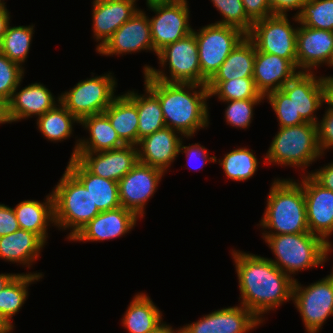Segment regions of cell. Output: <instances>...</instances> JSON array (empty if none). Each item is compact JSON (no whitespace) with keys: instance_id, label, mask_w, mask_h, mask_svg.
<instances>
[{"instance_id":"6","label":"cell","mask_w":333,"mask_h":333,"mask_svg":"<svg viewBox=\"0 0 333 333\" xmlns=\"http://www.w3.org/2000/svg\"><path fill=\"white\" fill-rule=\"evenodd\" d=\"M278 130L263 157L264 164L296 167L304 172L323 157L316 124L306 122L297 126L279 127Z\"/></svg>"},{"instance_id":"10","label":"cell","mask_w":333,"mask_h":333,"mask_svg":"<svg viewBox=\"0 0 333 333\" xmlns=\"http://www.w3.org/2000/svg\"><path fill=\"white\" fill-rule=\"evenodd\" d=\"M274 14L270 17L253 22L251 32L247 35L255 44L258 51L280 56L287 60H297L296 40L299 27L297 15ZM294 25V27H293Z\"/></svg>"},{"instance_id":"2","label":"cell","mask_w":333,"mask_h":333,"mask_svg":"<svg viewBox=\"0 0 333 333\" xmlns=\"http://www.w3.org/2000/svg\"><path fill=\"white\" fill-rule=\"evenodd\" d=\"M146 85L159 99L166 127L184 137H193L197 130L209 126V91L195 83H167L144 74ZM199 89V90H198Z\"/></svg>"},{"instance_id":"58","label":"cell","mask_w":333,"mask_h":333,"mask_svg":"<svg viewBox=\"0 0 333 333\" xmlns=\"http://www.w3.org/2000/svg\"><path fill=\"white\" fill-rule=\"evenodd\" d=\"M5 3V0H0V8H7Z\"/></svg>"},{"instance_id":"12","label":"cell","mask_w":333,"mask_h":333,"mask_svg":"<svg viewBox=\"0 0 333 333\" xmlns=\"http://www.w3.org/2000/svg\"><path fill=\"white\" fill-rule=\"evenodd\" d=\"M155 15L148 17L155 55L166 45L183 39L193 32L189 23L190 8L187 0L148 6Z\"/></svg>"},{"instance_id":"47","label":"cell","mask_w":333,"mask_h":333,"mask_svg":"<svg viewBox=\"0 0 333 333\" xmlns=\"http://www.w3.org/2000/svg\"><path fill=\"white\" fill-rule=\"evenodd\" d=\"M306 1L307 0H268L273 15H287V12H290L292 10H298L295 14L297 15L301 11L303 4Z\"/></svg>"},{"instance_id":"43","label":"cell","mask_w":333,"mask_h":333,"mask_svg":"<svg viewBox=\"0 0 333 333\" xmlns=\"http://www.w3.org/2000/svg\"><path fill=\"white\" fill-rule=\"evenodd\" d=\"M184 139H182L180 144V150L179 152L184 153L186 155V159L188 161L189 168H193L195 171L202 168L205 164L208 162H218L216 156H209L208 149H206L204 146L200 145L199 143L184 145L183 142ZM196 161L198 163H196ZM194 162L196 165H194ZM193 165H192V164ZM198 164V165H197ZM200 164V166H199ZM199 166V167H198Z\"/></svg>"},{"instance_id":"39","label":"cell","mask_w":333,"mask_h":333,"mask_svg":"<svg viewBox=\"0 0 333 333\" xmlns=\"http://www.w3.org/2000/svg\"><path fill=\"white\" fill-rule=\"evenodd\" d=\"M219 11L222 19L215 23L232 26L248 35L251 32L253 21L247 16L242 0H210Z\"/></svg>"},{"instance_id":"46","label":"cell","mask_w":333,"mask_h":333,"mask_svg":"<svg viewBox=\"0 0 333 333\" xmlns=\"http://www.w3.org/2000/svg\"><path fill=\"white\" fill-rule=\"evenodd\" d=\"M19 229L14 209L0 203V237L11 234Z\"/></svg>"},{"instance_id":"19","label":"cell","mask_w":333,"mask_h":333,"mask_svg":"<svg viewBox=\"0 0 333 333\" xmlns=\"http://www.w3.org/2000/svg\"><path fill=\"white\" fill-rule=\"evenodd\" d=\"M139 217L120 206L100 212L87 223L71 240L73 242H99L126 235L136 226Z\"/></svg>"},{"instance_id":"15","label":"cell","mask_w":333,"mask_h":333,"mask_svg":"<svg viewBox=\"0 0 333 333\" xmlns=\"http://www.w3.org/2000/svg\"><path fill=\"white\" fill-rule=\"evenodd\" d=\"M263 323L246 307L229 306L182 327L183 333H248Z\"/></svg>"},{"instance_id":"51","label":"cell","mask_w":333,"mask_h":333,"mask_svg":"<svg viewBox=\"0 0 333 333\" xmlns=\"http://www.w3.org/2000/svg\"><path fill=\"white\" fill-rule=\"evenodd\" d=\"M5 123H12L8 112V100L0 96V124Z\"/></svg>"},{"instance_id":"7","label":"cell","mask_w":333,"mask_h":333,"mask_svg":"<svg viewBox=\"0 0 333 333\" xmlns=\"http://www.w3.org/2000/svg\"><path fill=\"white\" fill-rule=\"evenodd\" d=\"M157 58L162 69L145 65L143 74L167 83H195L201 85V69L195 34L192 32L183 39L166 45ZM168 68L165 73V68ZM164 69V70H163Z\"/></svg>"},{"instance_id":"45","label":"cell","mask_w":333,"mask_h":333,"mask_svg":"<svg viewBox=\"0 0 333 333\" xmlns=\"http://www.w3.org/2000/svg\"><path fill=\"white\" fill-rule=\"evenodd\" d=\"M247 16L253 21L273 15L268 0H242Z\"/></svg>"},{"instance_id":"14","label":"cell","mask_w":333,"mask_h":333,"mask_svg":"<svg viewBox=\"0 0 333 333\" xmlns=\"http://www.w3.org/2000/svg\"><path fill=\"white\" fill-rule=\"evenodd\" d=\"M145 12L141 8L136 11L96 52L101 56H123L145 50L154 52L150 21Z\"/></svg>"},{"instance_id":"44","label":"cell","mask_w":333,"mask_h":333,"mask_svg":"<svg viewBox=\"0 0 333 333\" xmlns=\"http://www.w3.org/2000/svg\"><path fill=\"white\" fill-rule=\"evenodd\" d=\"M325 109L322 120L320 119L316 124L318 144L323 155L325 150L327 152L329 149H333V109L329 106H326Z\"/></svg>"},{"instance_id":"56","label":"cell","mask_w":333,"mask_h":333,"mask_svg":"<svg viewBox=\"0 0 333 333\" xmlns=\"http://www.w3.org/2000/svg\"><path fill=\"white\" fill-rule=\"evenodd\" d=\"M327 66L328 67H333V53H332V56H331V58H330V60H329V62H328V64H327ZM322 78H333V76L332 75H329V76H322Z\"/></svg>"},{"instance_id":"34","label":"cell","mask_w":333,"mask_h":333,"mask_svg":"<svg viewBox=\"0 0 333 333\" xmlns=\"http://www.w3.org/2000/svg\"><path fill=\"white\" fill-rule=\"evenodd\" d=\"M80 121L61 103L36 119L37 130L51 142H62L73 135L74 123Z\"/></svg>"},{"instance_id":"38","label":"cell","mask_w":333,"mask_h":333,"mask_svg":"<svg viewBox=\"0 0 333 333\" xmlns=\"http://www.w3.org/2000/svg\"><path fill=\"white\" fill-rule=\"evenodd\" d=\"M297 18L304 26L333 31V0H307Z\"/></svg>"},{"instance_id":"52","label":"cell","mask_w":333,"mask_h":333,"mask_svg":"<svg viewBox=\"0 0 333 333\" xmlns=\"http://www.w3.org/2000/svg\"><path fill=\"white\" fill-rule=\"evenodd\" d=\"M150 333H183V329L178 327V329L174 330L171 325L162 322Z\"/></svg>"},{"instance_id":"55","label":"cell","mask_w":333,"mask_h":333,"mask_svg":"<svg viewBox=\"0 0 333 333\" xmlns=\"http://www.w3.org/2000/svg\"><path fill=\"white\" fill-rule=\"evenodd\" d=\"M181 0H146V5L148 6H152L155 4H164V3H174V2H178Z\"/></svg>"},{"instance_id":"36","label":"cell","mask_w":333,"mask_h":333,"mask_svg":"<svg viewBox=\"0 0 333 333\" xmlns=\"http://www.w3.org/2000/svg\"><path fill=\"white\" fill-rule=\"evenodd\" d=\"M35 25L8 26L0 42V52L22 68L27 61Z\"/></svg>"},{"instance_id":"16","label":"cell","mask_w":333,"mask_h":333,"mask_svg":"<svg viewBox=\"0 0 333 333\" xmlns=\"http://www.w3.org/2000/svg\"><path fill=\"white\" fill-rule=\"evenodd\" d=\"M303 174L300 183L306 202L309 232L329 243V237L333 235V191L323 188L306 172Z\"/></svg>"},{"instance_id":"23","label":"cell","mask_w":333,"mask_h":333,"mask_svg":"<svg viewBox=\"0 0 333 333\" xmlns=\"http://www.w3.org/2000/svg\"><path fill=\"white\" fill-rule=\"evenodd\" d=\"M22 82L21 80L8 100L11 122H19L33 116L38 118L60 103V95L55 98L52 92L46 88V85L41 84V82L31 83L21 89Z\"/></svg>"},{"instance_id":"48","label":"cell","mask_w":333,"mask_h":333,"mask_svg":"<svg viewBox=\"0 0 333 333\" xmlns=\"http://www.w3.org/2000/svg\"><path fill=\"white\" fill-rule=\"evenodd\" d=\"M318 184H320L323 188L333 191V161L324 165L319 169H315L313 171H307Z\"/></svg>"},{"instance_id":"9","label":"cell","mask_w":333,"mask_h":333,"mask_svg":"<svg viewBox=\"0 0 333 333\" xmlns=\"http://www.w3.org/2000/svg\"><path fill=\"white\" fill-rule=\"evenodd\" d=\"M195 30L193 29V33L198 47L201 85L206 86L246 34L238 28L218 23H211Z\"/></svg>"},{"instance_id":"21","label":"cell","mask_w":333,"mask_h":333,"mask_svg":"<svg viewBox=\"0 0 333 333\" xmlns=\"http://www.w3.org/2000/svg\"><path fill=\"white\" fill-rule=\"evenodd\" d=\"M183 138L188 140L192 137H183L178 131L169 127H164L142 138L136 145L139 162L167 173L180 154V144Z\"/></svg>"},{"instance_id":"4","label":"cell","mask_w":333,"mask_h":333,"mask_svg":"<svg viewBox=\"0 0 333 333\" xmlns=\"http://www.w3.org/2000/svg\"><path fill=\"white\" fill-rule=\"evenodd\" d=\"M262 237L275 256V260L268 259L293 281L296 280L294 274L300 271L324 267V263L329 260V254L333 252L332 242L326 243L310 232Z\"/></svg>"},{"instance_id":"18","label":"cell","mask_w":333,"mask_h":333,"mask_svg":"<svg viewBox=\"0 0 333 333\" xmlns=\"http://www.w3.org/2000/svg\"><path fill=\"white\" fill-rule=\"evenodd\" d=\"M75 158L93 175L116 182L139 162L136 145L102 152H77Z\"/></svg>"},{"instance_id":"8","label":"cell","mask_w":333,"mask_h":333,"mask_svg":"<svg viewBox=\"0 0 333 333\" xmlns=\"http://www.w3.org/2000/svg\"><path fill=\"white\" fill-rule=\"evenodd\" d=\"M79 81L70 90L62 92L60 103L79 121L89 115L103 113L117 96V81L113 73H104Z\"/></svg>"},{"instance_id":"37","label":"cell","mask_w":333,"mask_h":333,"mask_svg":"<svg viewBox=\"0 0 333 333\" xmlns=\"http://www.w3.org/2000/svg\"><path fill=\"white\" fill-rule=\"evenodd\" d=\"M209 96H217L219 101L264 99L257 90L253 78H237L229 81H208Z\"/></svg>"},{"instance_id":"53","label":"cell","mask_w":333,"mask_h":333,"mask_svg":"<svg viewBox=\"0 0 333 333\" xmlns=\"http://www.w3.org/2000/svg\"><path fill=\"white\" fill-rule=\"evenodd\" d=\"M12 329H14V324L0 313V333H9Z\"/></svg>"},{"instance_id":"17","label":"cell","mask_w":333,"mask_h":333,"mask_svg":"<svg viewBox=\"0 0 333 333\" xmlns=\"http://www.w3.org/2000/svg\"><path fill=\"white\" fill-rule=\"evenodd\" d=\"M315 74V72H299L281 88L292 100L301 118L312 124L318 123L317 110L325 103L324 79Z\"/></svg>"},{"instance_id":"1","label":"cell","mask_w":333,"mask_h":333,"mask_svg":"<svg viewBox=\"0 0 333 333\" xmlns=\"http://www.w3.org/2000/svg\"><path fill=\"white\" fill-rule=\"evenodd\" d=\"M231 256L239 282L240 304L262 323L264 314L292 300L293 279L271 260L236 249L231 251Z\"/></svg>"},{"instance_id":"25","label":"cell","mask_w":333,"mask_h":333,"mask_svg":"<svg viewBox=\"0 0 333 333\" xmlns=\"http://www.w3.org/2000/svg\"><path fill=\"white\" fill-rule=\"evenodd\" d=\"M79 124L89 131V138L81 137L75 142L70 158H75L77 152H102L126 145L104 112L86 116L80 120Z\"/></svg>"},{"instance_id":"13","label":"cell","mask_w":333,"mask_h":333,"mask_svg":"<svg viewBox=\"0 0 333 333\" xmlns=\"http://www.w3.org/2000/svg\"><path fill=\"white\" fill-rule=\"evenodd\" d=\"M164 174L158 168L138 162L118 181L121 206L143 218L146 204L157 192Z\"/></svg>"},{"instance_id":"28","label":"cell","mask_w":333,"mask_h":333,"mask_svg":"<svg viewBox=\"0 0 333 333\" xmlns=\"http://www.w3.org/2000/svg\"><path fill=\"white\" fill-rule=\"evenodd\" d=\"M20 229L37 234L45 243L48 239V226H54V209L52 192L43 202L23 200L13 208Z\"/></svg>"},{"instance_id":"50","label":"cell","mask_w":333,"mask_h":333,"mask_svg":"<svg viewBox=\"0 0 333 333\" xmlns=\"http://www.w3.org/2000/svg\"><path fill=\"white\" fill-rule=\"evenodd\" d=\"M325 85V105L333 109V78H323Z\"/></svg>"},{"instance_id":"40","label":"cell","mask_w":333,"mask_h":333,"mask_svg":"<svg viewBox=\"0 0 333 333\" xmlns=\"http://www.w3.org/2000/svg\"><path fill=\"white\" fill-rule=\"evenodd\" d=\"M264 99L267 100L275 112L279 127L297 126L306 123L299 112H296L292 100L282 89L270 92Z\"/></svg>"},{"instance_id":"30","label":"cell","mask_w":333,"mask_h":333,"mask_svg":"<svg viewBox=\"0 0 333 333\" xmlns=\"http://www.w3.org/2000/svg\"><path fill=\"white\" fill-rule=\"evenodd\" d=\"M104 113L126 145L138 144L137 105L126 93L118 94Z\"/></svg>"},{"instance_id":"29","label":"cell","mask_w":333,"mask_h":333,"mask_svg":"<svg viewBox=\"0 0 333 333\" xmlns=\"http://www.w3.org/2000/svg\"><path fill=\"white\" fill-rule=\"evenodd\" d=\"M162 311L146 293H136L121 318L128 333H150L163 322Z\"/></svg>"},{"instance_id":"42","label":"cell","mask_w":333,"mask_h":333,"mask_svg":"<svg viewBox=\"0 0 333 333\" xmlns=\"http://www.w3.org/2000/svg\"><path fill=\"white\" fill-rule=\"evenodd\" d=\"M25 68L11 61L0 52V96L9 100L12 93L24 78Z\"/></svg>"},{"instance_id":"11","label":"cell","mask_w":333,"mask_h":333,"mask_svg":"<svg viewBox=\"0 0 333 333\" xmlns=\"http://www.w3.org/2000/svg\"><path fill=\"white\" fill-rule=\"evenodd\" d=\"M292 301L299 311L307 333H318L333 316V283L326 277L303 286L296 279Z\"/></svg>"},{"instance_id":"54","label":"cell","mask_w":333,"mask_h":333,"mask_svg":"<svg viewBox=\"0 0 333 333\" xmlns=\"http://www.w3.org/2000/svg\"><path fill=\"white\" fill-rule=\"evenodd\" d=\"M17 275L12 273L0 274V291Z\"/></svg>"},{"instance_id":"35","label":"cell","mask_w":333,"mask_h":333,"mask_svg":"<svg viewBox=\"0 0 333 333\" xmlns=\"http://www.w3.org/2000/svg\"><path fill=\"white\" fill-rule=\"evenodd\" d=\"M225 176L233 181H247L257 172L258 158L253 150L247 147H238L218 159Z\"/></svg>"},{"instance_id":"27","label":"cell","mask_w":333,"mask_h":333,"mask_svg":"<svg viewBox=\"0 0 333 333\" xmlns=\"http://www.w3.org/2000/svg\"><path fill=\"white\" fill-rule=\"evenodd\" d=\"M67 164L66 168L90 192L93 204L100 212L121 206L118 182L93 175L76 158H70Z\"/></svg>"},{"instance_id":"26","label":"cell","mask_w":333,"mask_h":333,"mask_svg":"<svg viewBox=\"0 0 333 333\" xmlns=\"http://www.w3.org/2000/svg\"><path fill=\"white\" fill-rule=\"evenodd\" d=\"M45 245L47 244L37 234L19 229L0 237V259L29 269L39 258Z\"/></svg>"},{"instance_id":"20","label":"cell","mask_w":333,"mask_h":333,"mask_svg":"<svg viewBox=\"0 0 333 333\" xmlns=\"http://www.w3.org/2000/svg\"><path fill=\"white\" fill-rule=\"evenodd\" d=\"M332 53L333 31L315 29L299 23L296 56L297 69L300 72H315V68L327 65Z\"/></svg>"},{"instance_id":"33","label":"cell","mask_w":333,"mask_h":333,"mask_svg":"<svg viewBox=\"0 0 333 333\" xmlns=\"http://www.w3.org/2000/svg\"><path fill=\"white\" fill-rule=\"evenodd\" d=\"M39 272L18 273L1 291H0V313L12 324V317L20 311L28 299L29 285L33 284L44 276Z\"/></svg>"},{"instance_id":"49","label":"cell","mask_w":333,"mask_h":333,"mask_svg":"<svg viewBox=\"0 0 333 333\" xmlns=\"http://www.w3.org/2000/svg\"><path fill=\"white\" fill-rule=\"evenodd\" d=\"M10 12L7 8H0V42L10 24Z\"/></svg>"},{"instance_id":"57","label":"cell","mask_w":333,"mask_h":333,"mask_svg":"<svg viewBox=\"0 0 333 333\" xmlns=\"http://www.w3.org/2000/svg\"><path fill=\"white\" fill-rule=\"evenodd\" d=\"M327 278L333 283V266H332L330 274L327 275Z\"/></svg>"},{"instance_id":"32","label":"cell","mask_w":333,"mask_h":333,"mask_svg":"<svg viewBox=\"0 0 333 333\" xmlns=\"http://www.w3.org/2000/svg\"><path fill=\"white\" fill-rule=\"evenodd\" d=\"M144 93L134 90L125 93L136 103L138 112V142L157 130L166 127L158 97L144 85Z\"/></svg>"},{"instance_id":"22","label":"cell","mask_w":333,"mask_h":333,"mask_svg":"<svg viewBox=\"0 0 333 333\" xmlns=\"http://www.w3.org/2000/svg\"><path fill=\"white\" fill-rule=\"evenodd\" d=\"M137 0H93L92 31L96 51L140 8Z\"/></svg>"},{"instance_id":"24","label":"cell","mask_w":333,"mask_h":333,"mask_svg":"<svg viewBox=\"0 0 333 333\" xmlns=\"http://www.w3.org/2000/svg\"><path fill=\"white\" fill-rule=\"evenodd\" d=\"M299 72L297 60H287L256 49L253 80L257 90L264 97L270 92L281 89Z\"/></svg>"},{"instance_id":"3","label":"cell","mask_w":333,"mask_h":333,"mask_svg":"<svg viewBox=\"0 0 333 333\" xmlns=\"http://www.w3.org/2000/svg\"><path fill=\"white\" fill-rule=\"evenodd\" d=\"M271 184L263 217L257 224L264 231L262 235L309 232L306 202L300 181L279 177L274 178Z\"/></svg>"},{"instance_id":"31","label":"cell","mask_w":333,"mask_h":333,"mask_svg":"<svg viewBox=\"0 0 333 333\" xmlns=\"http://www.w3.org/2000/svg\"><path fill=\"white\" fill-rule=\"evenodd\" d=\"M256 46L246 35L232 50L209 81L253 78Z\"/></svg>"},{"instance_id":"41","label":"cell","mask_w":333,"mask_h":333,"mask_svg":"<svg viewBox=\"0 0 333 333\" xmlns=\"http://www.w3.org/2000/svg\"><path fill=\"white\" fill-rule=\"evenodd\" d=\"M264 99H243V100H230L221 101L227 104L224 109V118L226 123L236 129L249 128L254 116V106L259 105Z\"/></svg>"},{"instance_id":"5","label":"cell","mask_w":333,"mask_h":333,"mask_svg":"<svg viewBox=\"0 0 333 333\" xmlns=\"http://www.w3.org/2000/svg\"><path fill=\"white\" fill-rule=\"evenodd\" d=\"M51 192L54 227L60 231L70 229L66 235L69 241L100 213L90 192L67 168Z\"/></svg>"}]
</instances>
